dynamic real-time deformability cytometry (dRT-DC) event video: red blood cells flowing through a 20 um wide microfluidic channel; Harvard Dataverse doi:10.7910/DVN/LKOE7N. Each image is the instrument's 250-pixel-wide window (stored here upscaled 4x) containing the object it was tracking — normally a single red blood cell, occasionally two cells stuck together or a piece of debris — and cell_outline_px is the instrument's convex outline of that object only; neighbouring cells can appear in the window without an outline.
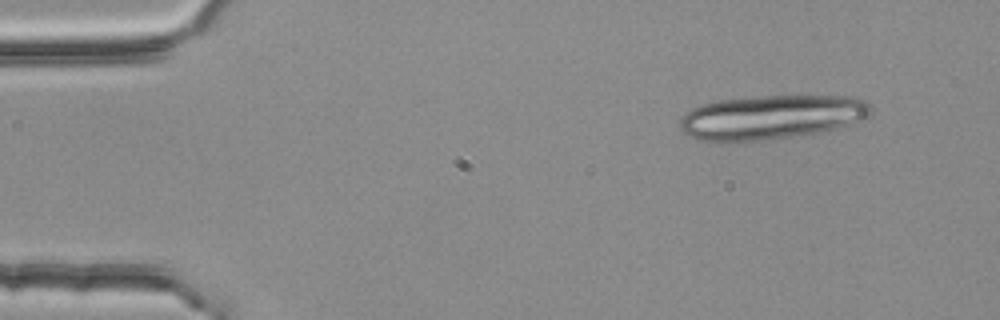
{"species": "common noctule bat (a hibernating species)", "species_latin": "Nyctalus noctula", "temperature_condition": "room temperature", "stored_images_in_passage": 3, "camera_frame_rate_fps": 3000, "um_per_image_px": 0.085, "animal": {"sex": "female", "body_mass_g": 25.1}, "frame": {"image": 1, "passage_image": 1, "time_ms": 0.0, "image_size_px": [1000, 320], "cell_outline_px": [[872, 112], [868, 116], [848, 124], [836, 128], [820, 132], [792, 136], [760, 140], [696, 140], [684, 132], [680, 128], [680, 120], [692, 108], [704, 104], [720, 100], [760, 96], [856, 96], [864, 100], [872, 108]], "centroid_in_image_um": [65.6, 9.94], "position_along_channel_um": 19.4, "area_um2": 48.44}}